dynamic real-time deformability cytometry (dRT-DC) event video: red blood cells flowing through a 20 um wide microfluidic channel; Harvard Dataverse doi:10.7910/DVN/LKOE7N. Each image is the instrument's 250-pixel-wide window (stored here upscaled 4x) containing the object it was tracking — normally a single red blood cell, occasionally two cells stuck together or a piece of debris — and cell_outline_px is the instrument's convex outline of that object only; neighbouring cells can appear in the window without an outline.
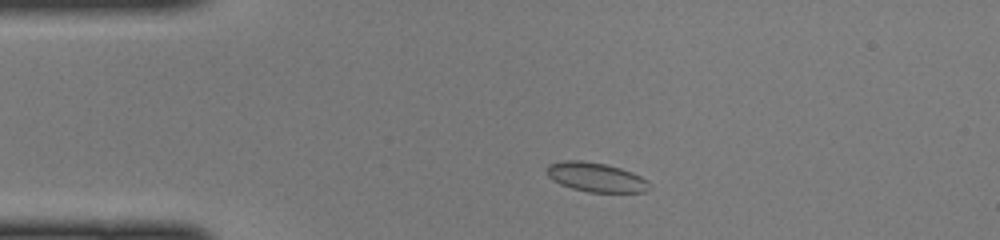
{"species": "common noctule bat (a hibernating species)", "species_latin": "Nyctalus noctula", "temperature_condition": "cold", "stored_images_in_passage": 41, "camera_frame_rate_fps": 3000, "um_per_image_px": 0.085, "animal": {"sex": "female", "body_mass_g": 22.0, "forearm_length_mm": 56.7}, "frame": {"image": 1, "passage_image": 4, "time_ms": 1.0, "image_size_px": [1000, 240], "cell_outline_px": [[648, 180], [644, 192], [588, 192], [572, 188], [560, 184], [552, 180], [548, 176], [548, 164], [564, 160], [580, 160], [604, 164], [620, 168], [632, 172]], "centroid_in_image_um": [50.6, 15.06], "position_along_channel_um": 34.4, "area_um2": 17.22}}
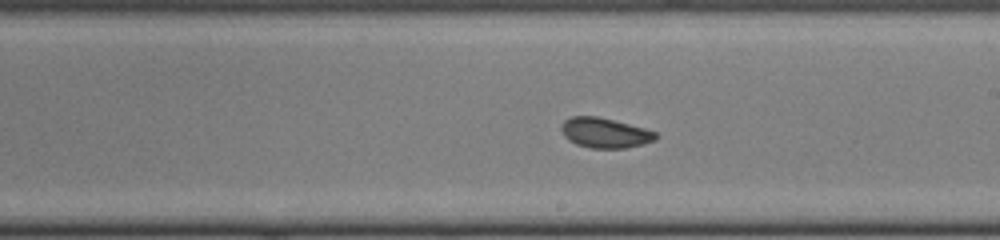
{"frame": {"image": 2, "passage_image": 21, "time_ms": 6.667, "image_size_px": [1000, 240], "cell_outline_px": [[660, 136], [656, 140], [644, 144], [624, 148], [588, 148], [576, 144], [568, 140], [564, 136], [560, 128], [564, 120], [572, 116], [596, 116], [644, 128], [656, 132]], "centroid_in_image_um": [51.42, 11.3], "position_along_channel_um": 237.6, "area_um2": 16.59}}
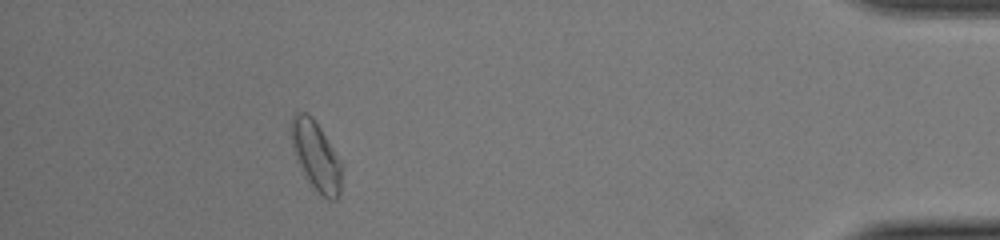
{"frame": {"image": 3, "passage_image": 37, "time_ms": 12.0, "image_size_px": [1000, 240], "cell_outline_px": [[340, 196], [336, 200], [328, 200], [320, 196], [308, 184], [292, 152], [292, 116], [296, 112], [308, 112], [312, 116], [320, 128], [340, 160]], "centroid_in_image_um": [26.83, 13.31], "position_along_channel_um": 408.4, "area_um2": 20.46}}